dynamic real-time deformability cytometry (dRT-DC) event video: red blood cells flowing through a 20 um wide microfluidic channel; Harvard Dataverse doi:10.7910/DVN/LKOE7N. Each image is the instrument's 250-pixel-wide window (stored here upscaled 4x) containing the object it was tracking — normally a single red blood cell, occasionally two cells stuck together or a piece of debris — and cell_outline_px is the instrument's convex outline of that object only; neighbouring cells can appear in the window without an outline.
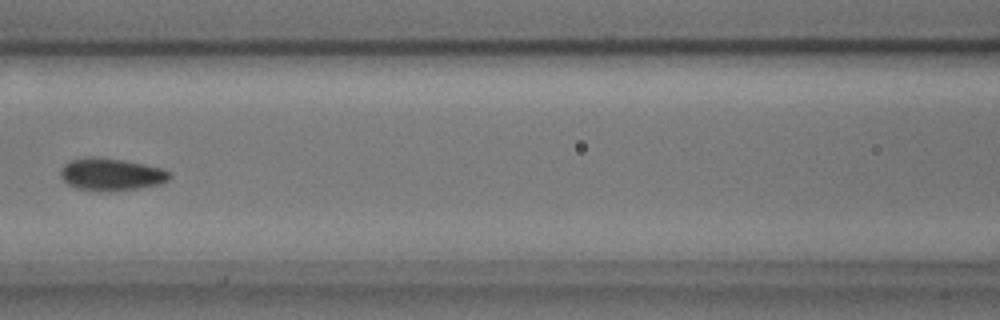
{"species": "common noctule bat (a hibernating species)", "species_latin": "Nyctalus noctula", "temperature_condition": "cold", "stored_images_in_passage": 6, "camera_frame_rate_fps": 3000, "um_per_image_px": 0.085, "animal": {"sex": "male", "body_mass_g": 17.9, "forearm_length_mm": 54.2}, "frame": {"image": 1, "passage_image": 6, "time_ms": 1.667, "image_size_px": [1000, 320], "cell_outline_px": [[172, 176], [168, 180], [160, 184], [136, 188], [108, 192], [100, 192], [76, 188], [68, 184], [60, 176], [60, 172], [64, 164], [72, 160], [84, 156], [92, 156], [124, 160], [144, 164], [160, 168], [172, 172]], "centroid_in_image_um": [9.44, 14.82], "position_along_channel_um": 157.2, "area_um2": 20.75}}